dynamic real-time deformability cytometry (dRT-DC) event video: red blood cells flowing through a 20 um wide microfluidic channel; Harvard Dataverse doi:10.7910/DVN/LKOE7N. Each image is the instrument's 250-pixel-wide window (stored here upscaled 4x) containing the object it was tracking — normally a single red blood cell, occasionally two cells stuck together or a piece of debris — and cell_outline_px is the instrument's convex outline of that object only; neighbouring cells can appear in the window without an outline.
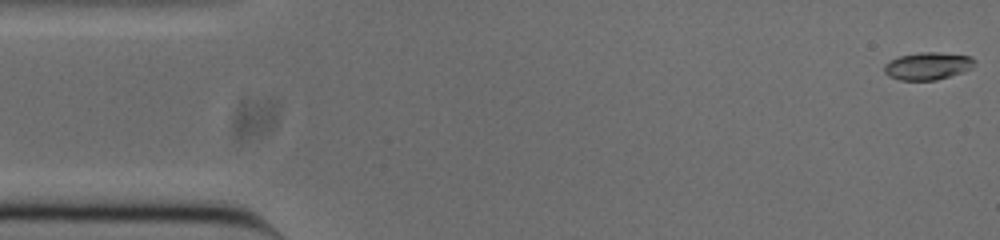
{"species": "common noctule bat (a hibernating species)", "species_latin": "Nyctalus noctula", "temperature_condition": "cold", "stored_images_in_passage": 52, "camera_frame_rate_fps": 3000, "um_per_image_px": 0.085, "animal": {"sex": "male", "body_mass_g": 20.0, "forearm_length_mm": 53.3}, "frame": {"image": 1, "passage_image": 1, "time_ms": 0.0, "image_size_px": [1000, 240], "cell_outline_px": [[976, 60], [972, 68], [964, 72], [936, 80], [900, 80], [888, 76], [884, 72], [884, 64], [900, 56], [920, 52], [936, 52], [972, 56]], "centroid_in_image_um": [78.88, 5.61], "position_along_channel_um": 6.1, "area_um2": 14.51}}
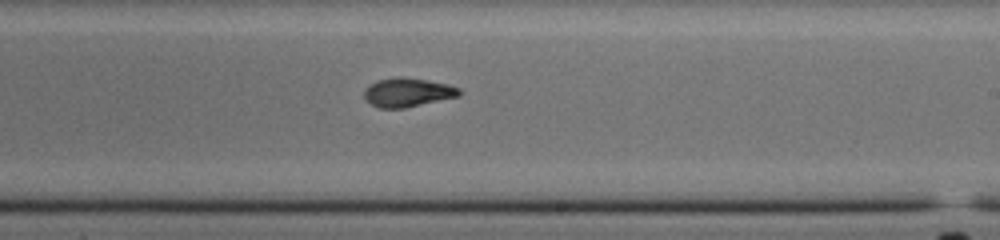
{"frame": {"image": 2, "passage_image": 30, "time_ms": 9.667, "image_size_px": [1000, 240], "cell_outline_px": [[460, 96], [404, 108], [380, 108], [372, 104], [364, 96], [364, 88], [368, 84], [376, 80], [396, 76], [400, 76], [428, 80], [448, 84], [460, 88]], "centroid_in_image_um": [34.63, 7.83], "position_along_channel_um": 254.4, "area_um2": 16.13}}
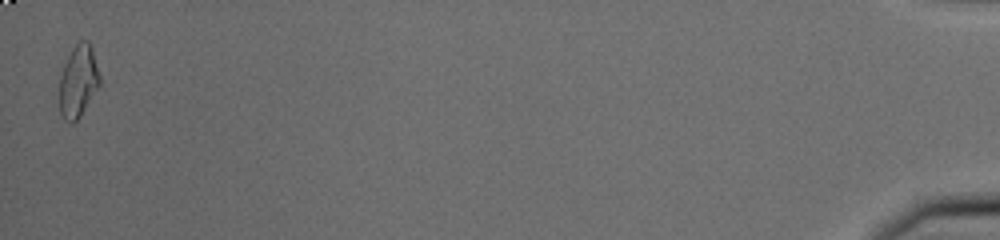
{"frame": {"image": 3, "passage_image": 52, "time_ms": 17.0, "image_size_px": [1000, 240], "cell_outline_px": [[100, 84], [80, 116], [72, 124], [68, 124], [64, 120], [60, 112], [60, 76], [64, 64], [72, 48], [80, 40], [88, 40], [92, 48], [100, 76]], "centroid_in_image_um": [6.65, 6.91], "position_along_channel_um": 428.6, "area_um2": 16.88}, "authors_computed_cell_mechanics": {"area_um2": 15.9239, "velocity_mm_per_s": 3.8323, "shape_relaxation_time_tau1_ms": 8.7838, "shape_relaxation_time_tau2_ms": 2.4518, "deformation_change_tau1": 0.2526, "deformation_change_tau2": 0.0902}}